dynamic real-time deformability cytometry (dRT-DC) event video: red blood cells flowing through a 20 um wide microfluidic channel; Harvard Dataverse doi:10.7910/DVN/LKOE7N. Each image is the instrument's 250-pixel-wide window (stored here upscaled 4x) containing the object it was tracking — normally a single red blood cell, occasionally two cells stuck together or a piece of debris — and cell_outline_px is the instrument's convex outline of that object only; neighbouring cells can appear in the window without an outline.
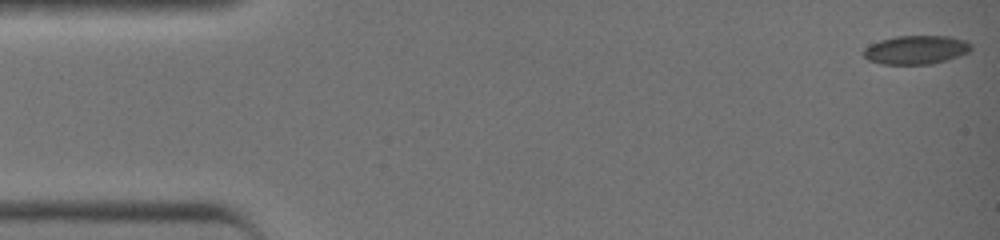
{"species": "common noctule bat (a hibernating species)", "species_latin": "Nyctalus noctula", "temperature_condition": "warm", "stored_images_in_passage": 42, "camera_frame_rate_fps": 3000, "um_per_image_px": 0.085, "animal": {"sex": "female", "body_mass_g": 19.0, "forearm_length_mm": 51.5}, "frame": {"image": 1, "passage_image": 1, "time_ms": 0.0, "image_size_px": [1000, 240], "cell_outline_px": [[972, 48], [968, 52], [932, 64], [880, 64], [868, 60], [864, 56], [864, 48], [880, 40], [896, 36], [948, 36], [968, 40], [972, 44]], "centroid_in_image_um": [77.87, 4.23], "position_along_channel_um": 7.1, "area_um2": 17.92}}
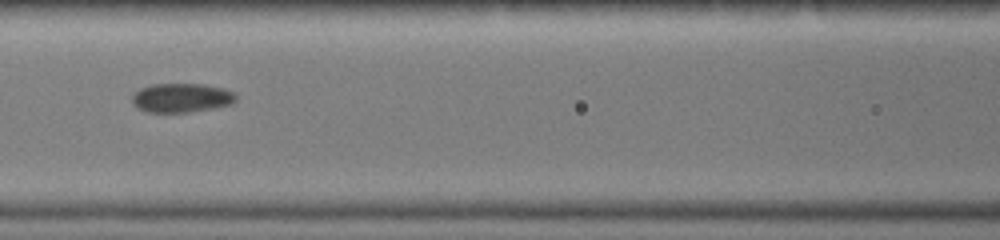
{"frame": {"image": 2, "passage_image": 19, "time_ms": 6.0, "image_size_px": [1000, 240], "cell_outline_px": [[236, 100], [232, 104], [212, 108], [188, 112], [148, 112], [132, 104], [132, 96], [140, 88], [152, 84], [204, 84], [224, 88], [236, 92]], "centroid_in_image_um": [15.46, 8.3], "position_along_channel_um": 151.1, "area_um2": 17.63}}
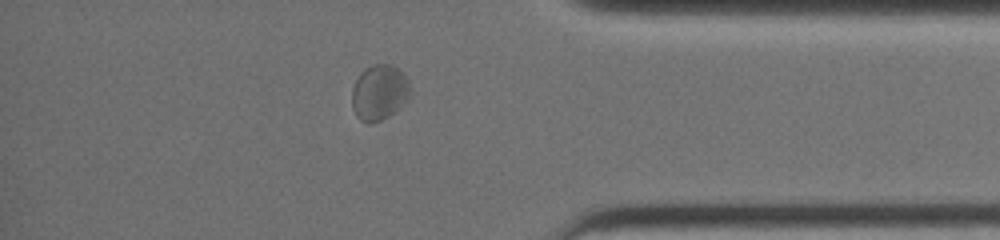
{"frame": {"image": 3, "passage_image": 36, "time_ms": 11.667, "image_size_px": [1000, 240], "cell_outline_px": [[412, 92], [404, 104], [400, 108], [388, 116], [372, 124], [368, 124], [360, 120], [356, 116], [352, 108], [352, 88], [360, 72], [364, 68], [372, 64], [388, 64], [396, 68], [408, 80]], "centroid_in_image_um": [32.22, 7.88], "position_along_channel_um": 403.0, "area_um2": 19.02}, "authors_computed_cell_mechanics": {"area_um2": 17.6868, "velocity_mm_per_s": 4.6052, "shape_relaxation_time_tau1_ms": 9.2247, "shape_relaxation_time_tau2_ms": 1.4312, "deformation_change_tau1": 0.1425, "deformation_change_tau2": 0.0463}}